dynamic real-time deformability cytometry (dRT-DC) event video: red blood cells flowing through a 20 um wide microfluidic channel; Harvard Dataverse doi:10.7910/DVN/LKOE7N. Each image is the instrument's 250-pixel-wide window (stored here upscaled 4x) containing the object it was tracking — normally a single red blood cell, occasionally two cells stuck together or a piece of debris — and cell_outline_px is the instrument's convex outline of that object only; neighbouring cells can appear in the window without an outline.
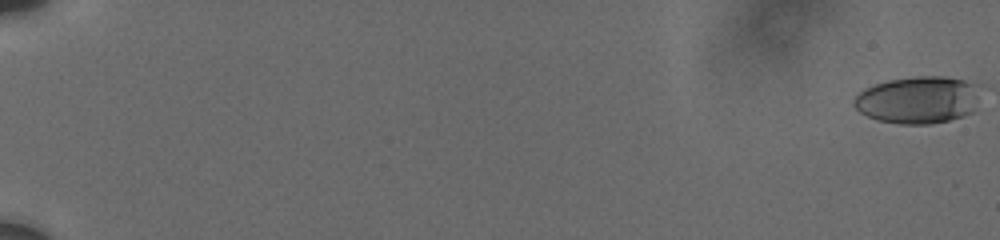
{"species": "human", "species_latin": "Homo sapiens", "temperature_condition": "cold", "stored_images_in_passage": 25, "camera_frame_rate_fps": 3000, "um_per_image_px": 0.085, "donor": {"sex": "male"}, "frame": {"image": 1, "passage_image": 1, "time_ms": 0.0, "image_size_px": [1000, 240], "cell_outline_px": [[976, 100], [972, 112], [964, 116], [932, 124], [900, 124], [876, 120], [860, 112], [852, 104], [852, 100], [864, 88], [888, 80], [916, 76], [944, 76], [964, 80], [972, 84]], "centroid_in_image_um": [77.94, 8.5], "position_along_channel_um": 7.1, "area_um2": 34.33}}
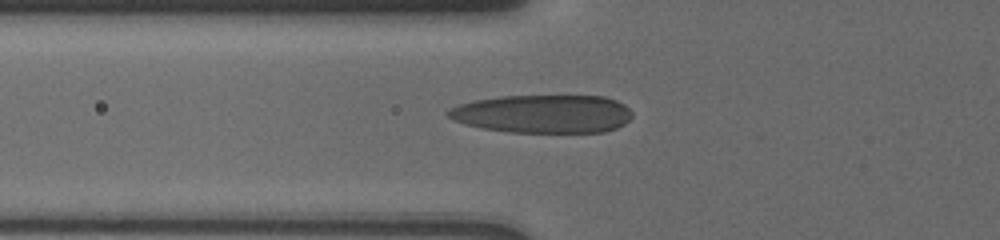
{"frame": {"image": 2, "passage_image": 22, "time_ms": 8.0, "image_size_px": [1000, 240], "cell_outline_px": [[632, 116], [624, 124], [616, 128], [604, 132], [508, 132], [480, 128], [456, 120], [448, 116], [444, 112], [460, 104], [472, 100], [500, 96], [604, 96], [616, 100], [624, 104], [632, 112]], "centroid_in_image_um": [46.17, 9.67], "position_along_channel_um": 79.6, "area_um2": 41.04}}
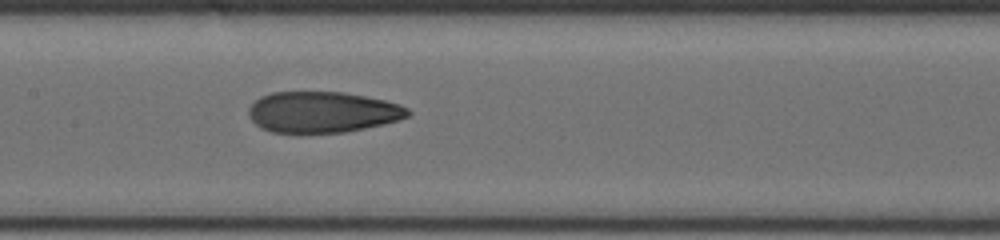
{"frame": {"image": 3, "passage_image": 25, "time_ms": 10.667, "image_size_px": [1000, 240], "cell_outline_px": [[412, 112], [408, 116], [384, 124], [344, 132], [272, 132], [260, 128], [248, 116], [248, 108], [260, 96], [272, 92], [344, 92], [384, 100], [400, 104], [408, 108]], "centroid_in_image_um": [27.39, 9.52], "position_along_channel_um": 180.0, "area_um2": 37.92}}